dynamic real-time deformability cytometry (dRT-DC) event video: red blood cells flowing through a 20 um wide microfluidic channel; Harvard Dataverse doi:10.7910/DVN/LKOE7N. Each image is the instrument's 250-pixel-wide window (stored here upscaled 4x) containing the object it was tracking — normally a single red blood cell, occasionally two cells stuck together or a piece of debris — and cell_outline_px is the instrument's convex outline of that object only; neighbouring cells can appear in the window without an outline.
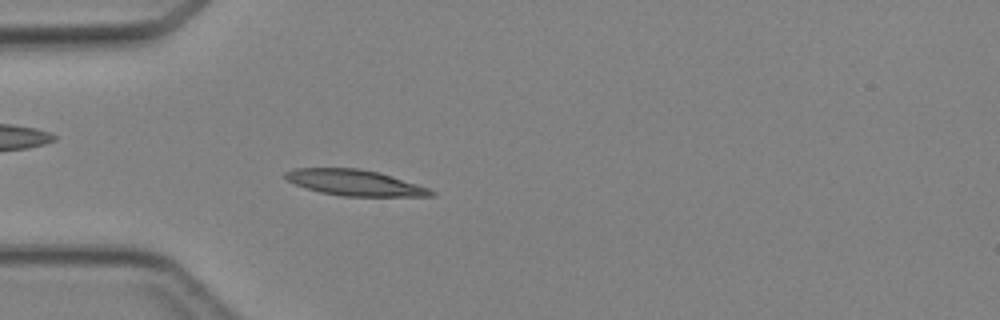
{"species": "Egyptian fruit bat (a non-hibernating species)", "species_latin": "Rousettus aegyptiacus", "temperature_condition": "cold", "stored_images_in_passage": 34, "camera_frame_rate_fps": 3000, "um_per_image_px": 0.085, "animal": {"sex": "female"}, "frame": {"image": 1, "passage_image": 1, "time_ms": 0.0, "image_size_px": [1000, 320], "cell_outline_px": [[436, 196], [340, 196], [320, 192], [296, 184], [288, 180], [284, 176], [284, 172], [292, 168], [356, 168], [380, 172], [428, 188], [436, 192]], "centroid_in_image_um": [30.15, 15.52], "position_along_channel_um": 54.8, "area_um2": 21.85}}
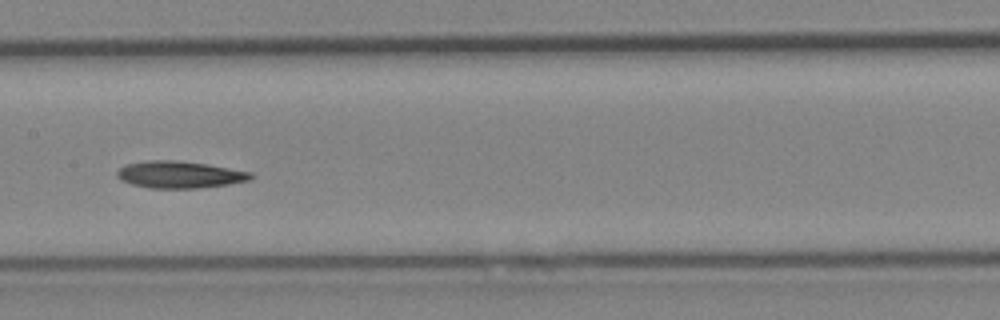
{"frame": {"image": 2, "passage_image": 11, "time_ms": 3.333, "image_size_px": [1000, 320], "cell_outline_px": [[256, 176], [248, 180], [228, 184], [196, 188], [148, 188], [132, 184], [120, 180], [116, 176], [116, 172], [120, 168], [128, 164], [148, 160], [176, 160], [208, 164], [252, 172]], "centroid_in_image_um": [15.27, 14.84], "position_along_channel_um": 192.1, "area_um2": 21.04}}
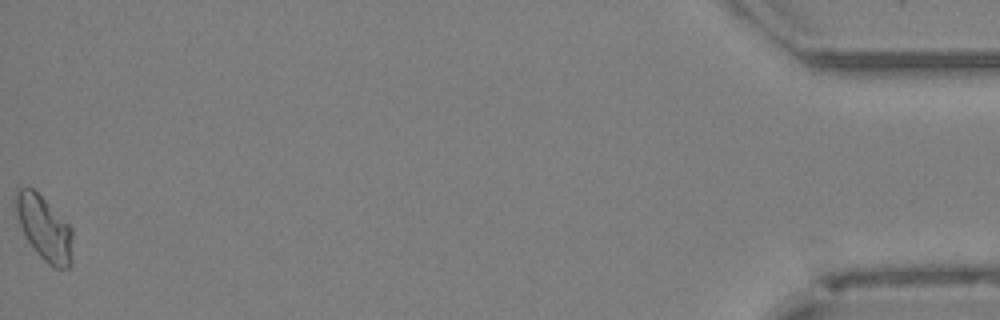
{"frame": {"image": 3, "passage_image": 34, "time_ms": 11.0, "image_size_px": [1000, 320], "cell_outline_px": [[72, 264], [68, 268], [52, 268], [36, 252], [28, 240], [12, 208], [12, 200], [16, 192], [20, 188], [32, 188], [72, 228]], "centroid_in_image_um": [3.73, 19.41], "position_along_channel_um": 431.5, "area_um2": 21.27}}